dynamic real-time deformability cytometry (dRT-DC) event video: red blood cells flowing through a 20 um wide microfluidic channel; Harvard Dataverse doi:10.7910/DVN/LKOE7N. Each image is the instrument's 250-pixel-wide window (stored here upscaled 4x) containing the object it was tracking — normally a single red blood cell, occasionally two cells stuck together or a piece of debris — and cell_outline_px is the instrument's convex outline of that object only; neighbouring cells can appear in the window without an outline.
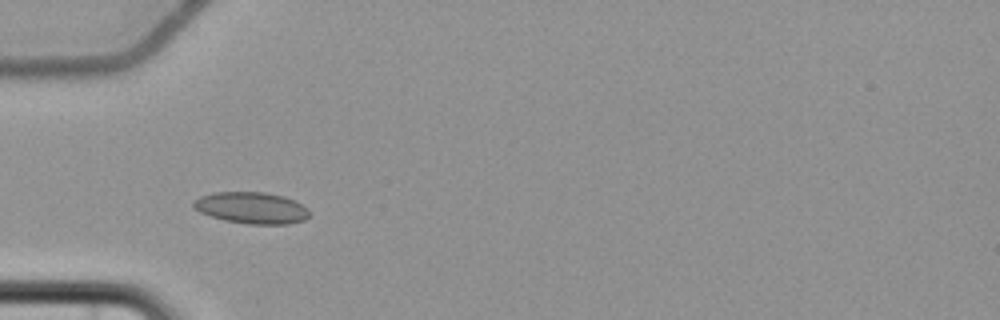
{"species": "common noctule bat (a hibernating species)", "species_latin": "Nyctalus noctula", "temperature_condition": "cold", "stored_images_in_passage": 3, "camera_frame_rate_fps": 3000, "um_per_image_px": 0.085, "animal": {"sex": "female", "body_mass_g": 22.7, "forearm_length_mm": 54.2}, "frame": {"image": 1, "passage_image": 2, "time_ms": 4.0, "image_size_px": [1000, 320], "cell_outline_px": [[308, 216], [304, 220], [288, 224], [248, 224], [224, 220], [200, 212], [192, 204], [200, 196], [212, 192], [264, 192], [284, 196], [296, 200], [304, 204], [308, 208]], "centroid_in_image_um": [21.42, 17.66], "position_along_channel_um": 63.6, "area_um2": 21.33}}
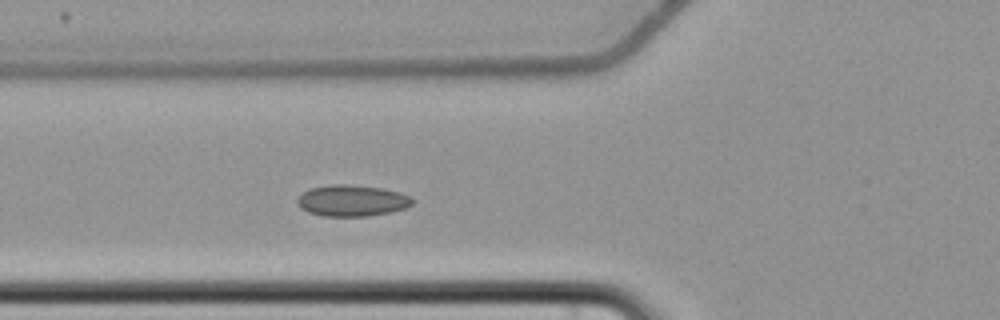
{"frame": {"image": 2, "passage_image": 3, "time_ms": 5.0, "image_size_px": [1000, 320], "cell_outline_px": [[412, 204], [404, 208], [388, 212], [368, 216], [324, 216], [308, 212], [300, 208], [296, 204], [296, 200], [304, 192], [312, 188], [332, 184], [344, 184], [384, 188], [400, 192], [408, 196], [412, 200]], "centroid_in_image_um": [29.89, 17.05], "position_along_channel_um": 95.9, "area_um2": 20.81}}